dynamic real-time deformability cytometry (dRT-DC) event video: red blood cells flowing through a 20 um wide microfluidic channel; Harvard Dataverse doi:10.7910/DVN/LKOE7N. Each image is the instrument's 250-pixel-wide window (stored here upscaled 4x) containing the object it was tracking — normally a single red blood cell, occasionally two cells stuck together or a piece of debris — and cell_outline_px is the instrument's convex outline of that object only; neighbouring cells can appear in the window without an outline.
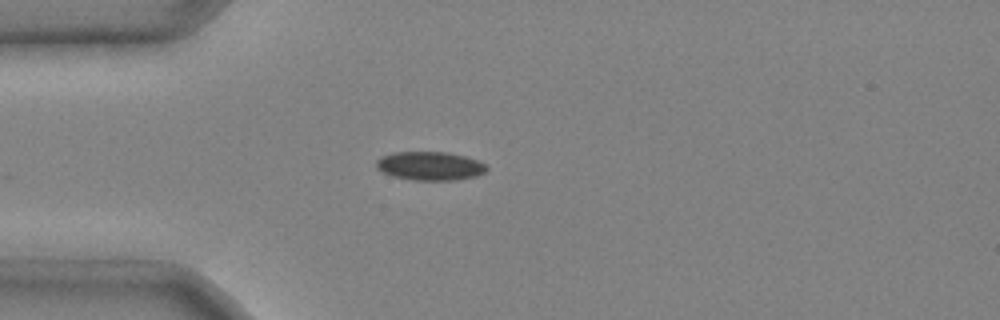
{"species": "common noctule bat (a hibernating species)", "species_latin": "Nyctalus noctula", "temperature_condition": "cold", "stored_images_in_passage": 3, "camera_frame_rate_fps": 3000, "um_per_image_px": 0.085, "animal": {"sex": "male", "body_mass_g": 20.4}, "frame": {"image": 1, "passage_image": 3, "time_ms": 0.667, "image_size_px": [1000, 320], "cell_outline_px": [[488, 168], [484, 172], [476, 176], [456, 180], [412, 180], [392, 176], [376, 168], [376, 160], [380, 156], [392, 152], [448, 152], [464, 156], [476, 160], [484, 164]], "centroid_in_image_um": [36.51, 14.1], "position_along_channel_um": 48.5, "area_um2": 18.44}}